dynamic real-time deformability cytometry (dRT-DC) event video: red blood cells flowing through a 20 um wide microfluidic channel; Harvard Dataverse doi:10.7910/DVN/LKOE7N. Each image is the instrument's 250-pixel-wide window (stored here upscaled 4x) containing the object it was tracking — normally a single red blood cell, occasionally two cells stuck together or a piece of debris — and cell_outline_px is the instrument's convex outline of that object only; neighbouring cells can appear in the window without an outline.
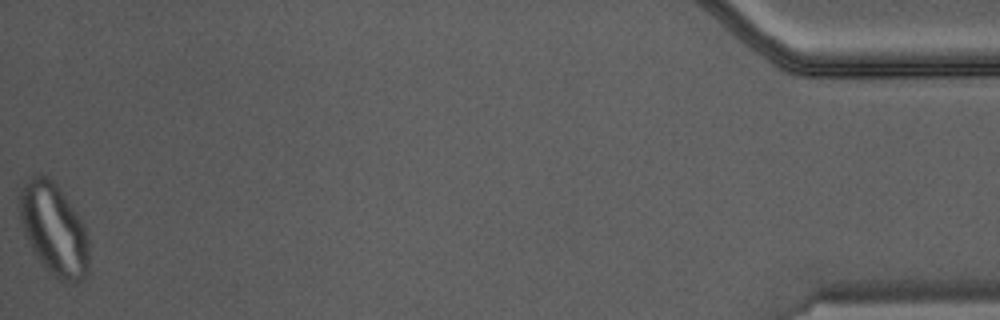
{"species": "Egyptian fruit bat (a non-hibernating species)", "species_latin": "Rousettus aegyptiacus", "temperature_condition": "warm", "stored_images_in_passage": 41, "camera_frame_rate_fps": 3000, "um_per_image_px": 0.085, "animal": {"sex": "male"}, "frame": {"image": 1, "passage_image": 41, "time_ms": 13.333, "image_size_px": [1000, 320], "cell_outline_px": [[88, 276], [72, 284], [64, 284], [40, 260], [32, 248], [24, 232], [20, 220], [20, 188], [36, 172], [40, 172], [48, 176], [60, 188], [76, 212], [84, 228], [88, 240]], "centroid_in_image_um": [4.59, 19.46], "position_along_channel_um": 430.6, "area_um2": 36.82}}